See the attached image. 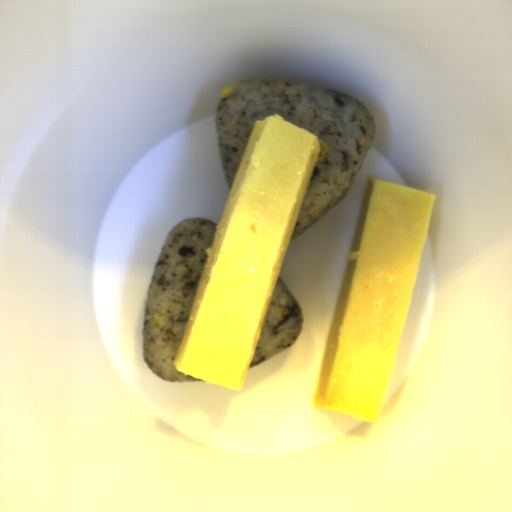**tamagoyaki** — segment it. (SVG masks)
<instances>
[{
  "label": "tamagoyaki",
  "instance_id": "81b7327e",
  "mask_svg": "<svg viewBox=\"0 0 512 512\" xmlns=\"http://www.w3.org/2000/svg\"><path fill=\"white\" fill-rule=\"evenodd\" d=\"M321 154L281 115L254 121L177 347L180 373L243 390Z\"/></svg>",
  "mask_w": 512,
  "mask_h": 512
},
{
  "label": "tamagoyaki",
  "instance_id": "833754b4",
  "mask_svg": "<svg viewBox=\"0 0 512 512\" xmlns=\"http://www.w3.org/2000/svg\"><path fill=\"white\" fill-rule=\"evenodd\" d=\"M438 195L368 177L312 405L378 421L397 364Z\"/></svg>",
  "mask_w": 512,
  "mask_h": 512
}]
</instances>
